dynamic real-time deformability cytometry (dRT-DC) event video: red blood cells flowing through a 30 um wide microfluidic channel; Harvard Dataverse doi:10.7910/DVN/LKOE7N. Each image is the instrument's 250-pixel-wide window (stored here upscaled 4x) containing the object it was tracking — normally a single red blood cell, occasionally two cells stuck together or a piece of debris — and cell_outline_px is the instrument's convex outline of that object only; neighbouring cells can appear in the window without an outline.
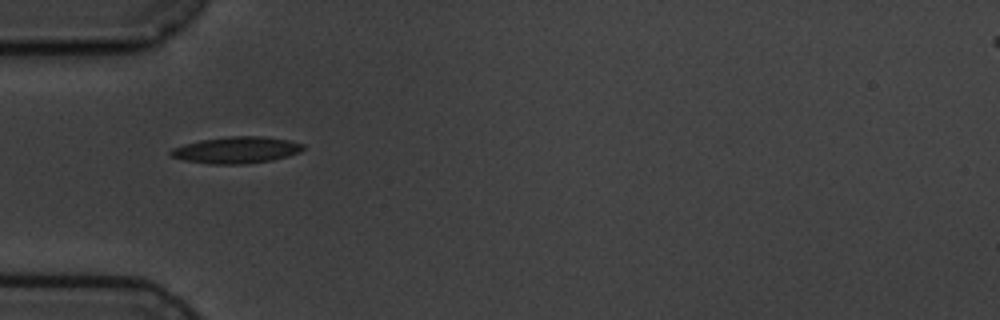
{"species": "common noctule bat (a hibernating species)", "species_latin": "Nyctalus noctula", "temperature_condition": "cold", "stored_images_in_passage": 3, "camera_frame_rate_fps": 3000, "um_per_image_px": 0.085, "animal": {"sex": "male", "body_mass_g": 19.5, "forearm_length_mm": 54.6}, "frame": {"image": 1, "passage_image": 1, "time_ms": 0.0, "image_size_px": [1000, 320], "cell_outline_px": [[304, 148], [300, 152], [288, 156], [272, 160], [240, 164], [212, 164], [184, 160], [172, 156], [168, 152], [172, 148], [184, 144], [200, 140], [228, 136], [260, 136], [288, 140], [304, 144]], "centroid_in_image_um": [20.09, 12.74], "position_along_channel_um": 64.9, "area_um2": 20.4}}
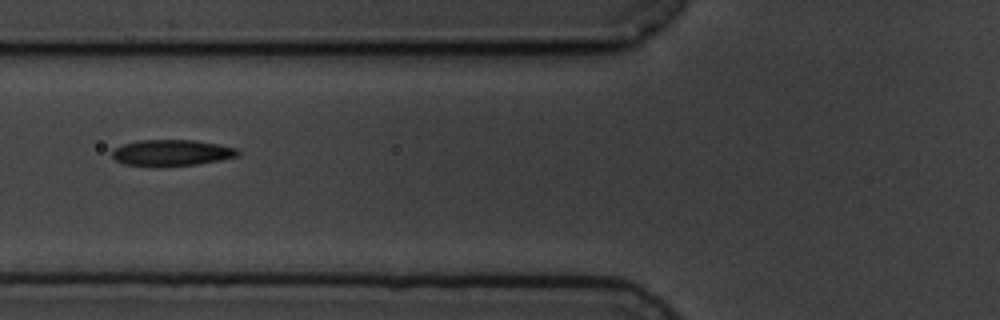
{"frame": {"image": 2, "passage_image": 2, "time_ms": 1.333, "image_size_px": [1000, 320], "cell_outline_px": [[240, 152], [236, 156], [220, 160], [196, 164], [156, 168], [124, 164], [116, 160], [112, 156], [112, 152], [116, 148], [124, 144], [140, 140], [196, 140], [236, 148]], "centroid_in_image_um": [14.56, 13.01], "position_along_channel_um": 111.2, "area_um2": 19.31}}
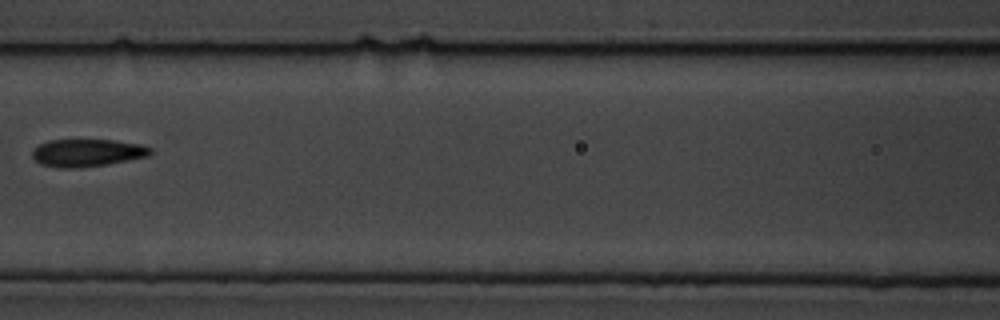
{"frame": {"image": 3, "passage_image": 3, "time_ms": 2.667, "image_size_px": [1000, 320], "cell_outline_px": [[152, 152], [148, 156], [108, 164], [76, 168], [56, 168], [40, 164], [32, 156], [32, 148], [48, 140], [116, 140], [140, 144], [152, 148]], "centroid_in_image_um": [7.39, 12.99], "position_along_channel_um": 159.2, "area_um2": 19.07}}